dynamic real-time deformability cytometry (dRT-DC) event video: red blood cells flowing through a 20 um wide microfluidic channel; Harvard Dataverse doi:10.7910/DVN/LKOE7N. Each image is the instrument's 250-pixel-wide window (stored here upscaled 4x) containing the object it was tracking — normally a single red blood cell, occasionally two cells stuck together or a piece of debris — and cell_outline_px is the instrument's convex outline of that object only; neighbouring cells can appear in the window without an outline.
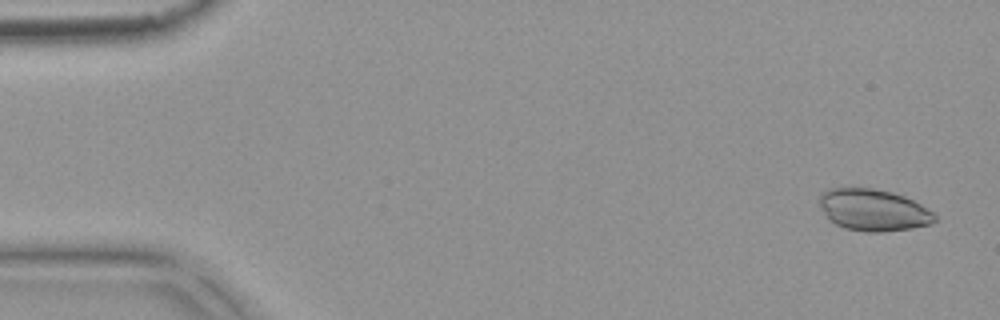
{"species": "common noctule bat (a hibernating species)", "species_latin": "Nyctalus noctula", "temperature_condition": "warm", "stored_images_in_passage": 5, "camera_frame_rate_fps": 3000, "um_per_image_px": 0.085, "animal": {"sex": "female", "body_mass_g": 18.4}, "frame": {"image": 1, "passage_image": 1, "time_ms": 0.0, "image_size_px": [1000, 320], "cell_outline_px": [[936, 220], [932, 224], [912, 228], [880, 232], [864, 232], [844, 228], [836, 224], [824, 212], [820, 204], [820, 196], [828, 188], [872, 188], [892, 192], [904, 196], [920, 204], [932, 212], [936, 216]], "centroid_in_image_um": [74.26, 17.85], "position_along_channel_um": 10.7, "area_um2": 27.8}}